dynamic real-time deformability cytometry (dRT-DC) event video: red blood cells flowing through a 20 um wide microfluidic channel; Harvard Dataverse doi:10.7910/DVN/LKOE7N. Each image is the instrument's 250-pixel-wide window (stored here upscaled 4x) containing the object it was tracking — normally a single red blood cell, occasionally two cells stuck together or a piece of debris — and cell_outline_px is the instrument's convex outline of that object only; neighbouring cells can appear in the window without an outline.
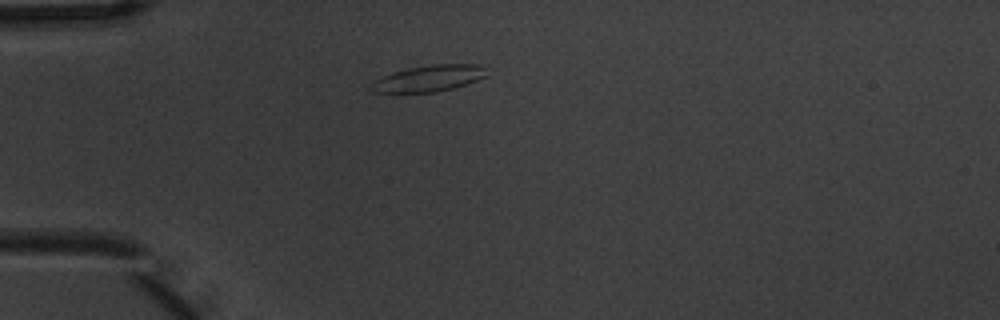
{"species": "common noctule bat (a hibernating species)", "species_latin": "Nyctalus noctula", "temperature_condition": "warm", "stored_images_in_passage": 1, "camera_frame_rate_fps": 3000, "um_per_image_px": 0.085, "animal": {"sex": "male", "body_mass_g": 20.1, "forearm_length_mm": 53.5}, "frame": {"image": 1, "passage_image": 1, "time_ms": 0.0, "image_size_px": [1000, 320], "cell_outline_px": [[488, 76], [452, 88], [436, 92], [372, 92], [372, 80], [392, 72], [408, 68], [432, 64], [480, 64], [484, 68]], "centroid_in_image_um": [36.44, 6.65], "position_along_channel_um": 48.6, "area_um2": 17.57}}